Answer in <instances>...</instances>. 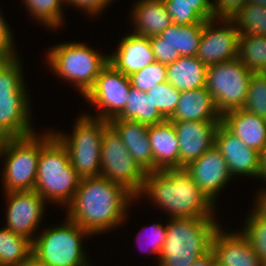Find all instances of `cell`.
Listing matches in <instances>:
<instances>
[{
  "label": "cell",
  "instance_id": "1",
  "mask_svg": "<svg viewBox=\"0 0 266 266\" xmlns=\"http://www.w3.org/2000/svg\"><path fill=\"white\" fill-rule=\"evenodd\" d=\"M133 198L136 197L124 186L102 176L81 178L67 206V218L90 235H98L123 222Z\"/></svg>",
  "mask_w": 266,
  "mask_h": 266
},
{
  "label": "cell",
  "instance_id": "2",
  "mask_svg": "<svg viewBox=\"0 0 266 266\" xmlns=\"http://www.w3.org/2000/svg\"><path fill=\"white\" fill-rule=\"evenodd\" d=\"M142 194L169 212L171 218L214 217V203L193 182L185 167L146 173L136 198Z\"/></svg>",
  "mask_w": 266,
  "mask_h": 266
},
{
  "label": "cell",
  "instance_id": "3",
  "mask_svg": "<svg viewBox=\"0 0 266 266\" xmlns=\"http://www.w3.org/2000/svg\"><path fill=\"white\" fill-rule=\"evenodd\" d=\"M40 156L34 190L49 199L68 206L79 187L81 177L70 163L68 151L53 135H40Z\"/></svg>",
  "mask_w": 266,
  "mask_h": 266
},
{
  "label": "cell",
  "instance_id": "4",
  "mask_svg": "<svg viewBox=\"0 0 266 266\" xmlns=\"http://www.w3.org/2000/svg\"><path fill=\"white\" fill-rule=\"evenodd\" d=\"M214 217L171 218L159 255V266H190L212 250L220 225Z\"/></svg>",
  "mask_w": 266,
  "mask_h": 266
},
{
  "label": "cell",
  "instance_id": "5",
  "mask_svg": "<svg viewBox=\"0 0 266 266\" xmlns=\"http://www.w3.org/2000/svg\"><path fill=\"white\" fill-rule=\"evenodd\" d=\"M47 60L51 71L76 84L83 96L94 86L101 70L109 63L107 55L103 56L79 42L57 44L48 52Z\"/></svg>",
  "mask_w": 266,
  "mask_h": 266
},
{
  "label": "cell",
  "instance_id": "6",
  "mask_svg": "<svg viewBox=\"0 0 266 266\" xmlns=\"http://www.w3.org/2000/svg\"><path fill=\"white\" fill-rule=\"evenodd\" d=\"M108 126L109 121L84 114L78 117L72 135L53 132L68 151L70 163L81 178L100 176L102 138Z\"/></svg>",
  "mask_w": 266,
  "mask_h": 266
},
{
  "label": "cell",
  "instance_id": "7",
  "mask_svg": "<svg viewBox=\"0 0 266 266\" xmlns=\"http://www.w3.org/2000/svg\"><path fill=\"white\" fill-rule=\"evenodd\" d=\"M22 66L15 57L0 72V130L10 138L34 134Z\"/></svg>",
  "mask_w": 266,
  "mask_h": 266
},
{
  "label": "cell",
  "instance_id": "8",
  "mask_svg": "<svg viewBox=\"0 0 266 266\" xmlns=\"http://www.w3.org/2000/svg\"><path fill=\"white\" fill-rule=\"evenodd\" d=\"M89 235L66 217L65 223L47 228L33 239L32 255L46 266H89L82 249V237Z\"/></svg>",
  "mask_w": 266,
  "mask_h": 266
},
{
  "label": "cell",
  "instance_id": "9",
  "mask_svg": "<svg viewBox=\"0 0 266 266\" xmlns=\"http://www.w3.org/2000/svg\"><path fill=\"white\" fill-rule=\"evenodd\" d=\"M252 73L238 58L208 66L205 87L221 116L244 107Z\"/></svg>",
  "mask_w": 266,
  "mask_h": 266
},
{
  "label": "cell",
  "instance_id": "10",
  "mask_svg": "<svg viewBox=\"0 0 266 266\" xmlns=\"http://www.w3.org/2000/svg\"><path fill=\"white\" fill-rule=\"evenodd\" d=\"M2 156L5 157L2 174L5 193L34 190L40 156L39 135L9 138Z\"/></svg>",
  "mask_w": 266,
  "mask_h": 266
},
{
  "label": "cell",
  "instance_id": "11",
  "mask_svg": "<svg viewBox=\"0 0 266 266\" xmlns=\"http://www.w3.org/2000/svg\"><path fill=\"white\" fill-rule=\"evenodd\" d=\"M100 176L121 184L135 197L142 190L146 173L138 166L121 137L109 125L102 138Z\"/></svg>",
  "mask_w": 266,
  "mask_h": 266
},
{
  "label": "cell",
  "instance_id": "12",
  "mask_svg": "<svg viewBox=\"0 0 266 266\" xmlns=\"http://www.w3.org/2000/svg\"><path fill=\"white\" fill-rule=\"evenodd\" d=\"M130 88V78L108 63L84 98L101 109L96 118L110 121L124 110Z\"/></svg>",
  "mask_w": 266,
  "mask_h": 266
},
{
  "label": "cell",
  "instance_id": "13",
  "mask_svg": "<svg viewBox=\"0 0 266 266\" xmlns=\"http://www.w3.org/2000/svg\"><path fill=\"white\" fill-rule=\"evenodd\" d=\"M216 19L204 22L200 45L196 57L207 67L238 58L239 37L236 25L232 20H219L223 23L215 27ZM214 23V24H213Z\"/></svg>",
  "mask_w": 266,
  "mask_h": 266
},
{
  "label": "cell",
  "instance_id": "14",
  "mask_svg": "<svg viewBox=\"0 0 266 266\" xmlns=\"http://www.w3.org/2000/svg\"><path fill=\"white\" fill-rule=\"evenodd\" d=\"M8 200L7 225L14 234L33 241L36 229L41 222L46 202L35 190L5 193Z\"/></svg>",
  "mask_w": 266,
  "mask_h": 266
},
{
  "label": "cell",
  "instance_id": "15",
  "mask_svg": "<svg viewBox=\"0 0 266 266\" xmlns=\"http://www.w3.org/2000/svg\"><path fill=\"white\" fill-rule=\"evenodd\" d=\"M179 139V168L197 160L215 146L221 121H172Z\"/></svg>",
  "mask_w": 266,
  "mask_h": 266
},
{
  "label": "cell",
  "instance_id": "16",
  "mask_svg": "<svg viewBox=\"0 0 266 266\" xmlns=\"http://www.w3.org/2000/svg\"><path fill=\"white\" fill-rule=\"evenodd\" d=\"M185 168L190 172L193 182L214 204L216 195L232 178L227 162L216 146Z\"/></svg>",
  "mask_w": 266,
  "mask_h": 266
},
{
  "label": "cell",
  "instance_id": "17",
  "mask_svg": "<svg viewBox=\"0 0 266 266\" xmlns=\"http://www.w3.org/2000/svg\"><path fill=\"white\" fill-rule=\"evenodd\" d=\"M215 146L226 160L231 175L259 177L260 152L248 147L222 124L216 132Z\"/></svg>",
  "mask_w": 266,
  "mask_h": 266
},
{
  "label": "cell",
  "instance_id": "18",
  "mask_svg": "<svg viewBox=\"0 0 266 266\" xmlns=\"http://www.w3.org/2000/svg\"><path fill=\"white\" fill-rule=\"evenodd\" d=\"M220 228L212 240L216 263L221 266H263L251 243L241 232L225 233Z\"/></svg>",
  "mask_w": 266,
  "mask_h": 266
},
{
  "label": "cell",
  "instance_id": "19",
  "mask_svg": "<svg viewBox=\"0 0 266 266\" xmlns=\"http://www.w3.org/2000/svg\"><path fill=\"white\" fill-rule=\"evenodd\" d=\"M108 60L117 71L128 77L156 61L150 37L134 33L121 40L117 51L108 55Z\"/></svg>",
  "mask_w": 266,
  "mask_h": 266
},
{
  "label": "cell",
  "instance_id": "20",
  "mask_svg": "<svg viewBox=\"0 0 266 266\" xmlns=\"http://www.w3.org/2000/svg\"><path fill=\"white\" fill-rule=\"evenodd\" d=\"M109 125L121 137L123 144L138 166L145 173L153 172L154 162L148 136L149 125L124 119H112L109 121Z\"/></svg>",
  "mask_w": 266,
  "mask_h": 266
},
{
  "label": "cell",
  "instance_id": "21",
  "mask_svg": "<svg viewBox=\"0 0 266 266\" xmlns=\"http://www.w3.org/2000/svg\"><path fill=\"white\" fill-rule=\"evenodd\" d=\"M148 136L150 139L154 171L168 168H179V139L176 135L172 121L149 125Z\"/></svg>",
  "mask_w": 266,
  "mask_h": 266
},
{
  "label": "cell",
  "instance_id": "22",
  "mask_svg": "<svg viewBox=\"0 0 266 266\" xmlns=\"http://www.w3.org/2000/svg\"><path fill=\"white\" fill-rule=\"evenodd\" d=\"M221 124L248 147L258 152L266 146V120L244 109L226 112Z\"/></svg>",
  "mask_w": 266,
  "mask_h": 266
},
{
  "label": "cell",
  "instance_id": "23",
  "mask_svg": "<svg viewBox=\"0 0 266 266\" xmlns=\"http://www.w3.org/2000/svg\"><path fill=\"white\" fill-rule=\"evenodd\" d=\"M213 97L206 87L181 91L170 121H221Z\"/></svg>",
  "mask_w": 266,
  "mask_h": 266
},
{
  "label": "cell",
  "instance_id": "24",
  "mask_svg": "<svg viewBox=\"0 0 266 266\" xmlns=\"http://www.w3.org/2000/svg\"><path fill=\"white\" fill-rule=\"evenodd\" d=\"M137 2L132 11V18L136 25L134 34L146 37L159 35L172 23L163 0H139Z\"/></svg>",
  "mask_w": 266,
  "mask_h": 266
},
{
  "label": "cell",
  "instance_id": "25",
  "mask_svg": "<svg viewBox=\"0 0 266 266\" xmlns=\"http://www.w3.org/2000/svg\"><path fill=\"white\" fill-rule=\"evenodd\" d=\"M207 66L196 56H181L167 65V81L179 91L206 86Z\"/></svg>",
  "mask_w": 266,
  "mask_h": 266
},
{
  "label": "cell",
  "instance_id": "26",
  "mask_svg": "<svg viewBox=\"0 0 266 266\" xmlns=\"http://www.w3.org/2000/svg\"><path fill=\"white\" fill-rule=\"evenodd\" d=\"M172 23L189 25L214 19L210 0H163Z\"/></svg>",
  "mask_w": 266,
  "mask_h": 266
},
{
  "label": "cell",
  "instance_id": "27",
  "mask_svg": "<svg viewBox=\"0 0 266 266\" xmlns=\"http://www.w3.org/2000/svg\"><path fill=\"white\" fill-rule=\"evenodd\" d=\"M204 22L179 25L171 23L160 33L162 41L178 50L180 56H196L202 37Z\"/></svg>",
  "mask_w": 266,
  "mask_h": 266
},
{
  "label": "cell",
  "instance_id": "28",
  "mask_svg": "<svg viewBox=\"0 0 266 266\" xmlns=\"http://www.w3.org/2000/svg\"><path fill=\"white\" fill-rule=\"evenodd\" d=\"M114 119L132 120L148 125L163 122L166 118L153 105L146 92L132 87L124 110Z\"/></svg>",
  "mask_w": 266,
  "mask_h": 266
},
{
  "label": "cell",
  "instance_id": "29",
  "mask_svg": "<svg viewBox=\"0 0 266 266\" xmlns=\"http://www.w3.org/2000/svg\"><path fill=\"white\" fill-rule=\"evenodd\" d=\"M32 254V242L14 234L8 228L0 229V266H19Z\"/></svg>",
  "mask_w": 266,
  "mask_h": 266
},
{
  "label": "cell",
  "instance_id": "30",
  "mask_svg": "<svg viewBox=\"0 0 266 266\" xmlns=\"http://www.w3.org/2000/svg\"><path fill=\"white\" fill-rule=\"evenodd\" d=\"M238 59L253 73H266V36L240 34Z\"/></svg>",
  "mask_w": 266,
  "mask_h": 266
},
{
  "label": "cell",
  "instance_id": "31",
  "mask_svg": "<svg viewBox=\"0 0 266 266\" xmlns=\"http://www.w3.org/2000/svg\"><path fill=\"white\" fill-rule=\"evenodd\" d=\"M231 20L239 34L266 36V7L247 3Z\"/></svg>",
  "mask_w": 266,
  "mask_h": 266
},
{
  "label": "cell",
  "instance_id": "32",
  "mask_svg": "<svg viewBox=\"0 0 266 266\" xmlns=\"http://www.w3.org/2000/svg\"><path fill=\"white\" fill-rule=\"evenodd\" d=\"M25 7L34 18L46 27L57 28L63 22L62 4L67 0H23Z\"/></svg>",
  "mask_w": 266,
  "mask_h": 266
},
{
  "label": "cell",
  "instance_id": "33",
  "mask_svg": "<svg viewBox=\"0 0 266 266\" xmlns=\"http://www.w3.org/2000/svg\"><path fill=\"white\" fill-rule=\"evenodd\" d=\"M242 109L266 120V73H252Z\"/></svg>",
  "mask_w": 266,
  "mask_h": 266
},
{
  "label": "cell",
  "instance_id": "34",
  "mask_svg": "<svg viewBox=\"0 0 266 266\" xmlns=\"http://www.w3.org/2000/svg\"><path fill=\"white\" fill-rule=\"evenodd\" d=\"M146 93L159 112L166 119H169L176 110L181 91L177 90L171 83L166 81L157 84Z\"/></svg>",
  "mask_w": 266,
  "mask_h": 266
},
{
  "label": "cell",
  "instance_id": "35",
  "mask_svg": "<svg viewBox=\"0 0 266 266\" xmlns=\"http://www.w3.org/2000/svg\"><path fill=\"white\" fill-rule=\"evenodd\" d=\"M251 243L262 263L266 262V220L254 210L250 212L241 232Z\"/></svg>",
  "mask_w": 266,
  "mask_h": 266
},
{
  "label": "cell",
  "instance_id": "36",
  "mask_svg": "<svg viewBox=\"0 0 266 266\" xmlns=\"http://www.w3.org/2000/svg\"><path fill=\"white\" fill-rule=\"evenodd\" d=\"M131 86L142 92H148L156 86L167 81V65L158 61L152 62L138 72L129 76Z\"/></svg>",
  "mask_w": 266,
  "mask_h": 266
},
{
  "label": "cell",
  "instance_id": "37",
  "mask_svg": "<svg viewBox=\"0 0 266 266\" xmlns=\"http://www.w3.org/2000/svg\"><path fill=\"white\" fill-rule=\"evenodd\" d=\"M150 42L155 60L164 65L172 64L181 57L175 47L171 46L167 42L162 41V36L160 34L151 36Z\"/></svg>",
  "mask_w": 266,
  "mask_h": 266
},
{
  "label": "cell",
  "instance_id": "38",
  "mask_svg": "<svg viewBox=\"0 0 266 266\" xmlns=\"http://www.w3.org/2000/svg\"><path fill=\"white\" fill-rule=\"evenodd\" d=\"M248 3V0H215L213 1L214 19L231 20Z\"/></svg>",
  "mask_w": 266,
  "mask_h": 266
},
{
  "label": "cell",
  "instance_id": "39",
  "mask_svg": "<svg viewBox=\"0 0 266 266\" xmlns=\"http://www.w3.org/2000/svg\"><path fill=\"white\" fill-rule=\"evenodd\" d=\"M0 13V54L16 55L10 27Z\"/></svg>",
  "mask_w": 266,
  "mask_h": 266
},
{
  "label": "cell",
  "instance_id": "40",
  "mask_svg": "<svg viewBox=\"0 0 266 266\" xmlns=\"http://www.w3.org/2000/svg\"><path fill=\"white\" fill-rule=\"evenodd\" d=\"M151 228V250L154 252L156 255H160V251L162 249V246L166 240L167 236V225L163 226L160 223H155L152 224Z\"/></svg>",
  "mask_w": 266,
  "mask_h": 266
},
{
  "label": "cell",
  "instance_id": "41",
  "mask_svg": "<svg viewBox=\"0 0 266 266\" xmlns=\"http://www.w3.org/2000/svg\"><path fill=\"white\" fill-rule=\"evenodd\" d=\"M113 0H67L69 5L77 6L91 15L99 14Z\"/></svg>",
  "mask_w": 266,
  "mask_h": 266
},
{
  "label": "cell",
  "instance_id": "42",
  "mask_svg": "<svg viewBox=\"0 0 266 266\" xmlns=\"http://www.w3.org/2000/svg\"><path fill=\"white\" fill-rule=\"evenodd\" d=\"M261 192H258V198L256 197V204L254 206V210L261 218L266 220V189L264 188V191L260 190Z\"/></svg>",
  "mask_w": 266,
  "mask_h": 266
},
{
  "label": "cell",
  "instance_id": "43",
  "mask_svg": "<svg viewBox=\"0 0 266 266\" xmlns=\"http://www.w3.org/2000/svg\"><path fill=\"white\" fill-rule=\"evenodd\" d=\"M215 264H216V258L213 251L211 250L210 252L198 258L190 266H215Z\"/></svg>",
  "mask_w": 266,
  "mask_h": 266
},
{
  "label": "cell",
  "instance_id": "44",
  "mask_svg": "<svg viewBox=\"0 0 266 266\" xmlns=\"http://www.w3.org/2000/svg\"><path fill=\"white\" fill-rule=\"evenodd\" d=\"M259 177L266 180V146L260 152Z\"/></svg>",
  "mask_w": 266,
  "mask_h": 266
},
{
  "label": "cell",
  "instance_id": "45",
  "mask_svg": "<svg viewBox=\"0 0 266 266\" xmlns=\"http://www.w3.org/2000/svg\"><path fill=\"white\" fill-rule=\"evenodd\" d=\"M19 266H46L43 262L38 260L35 256L32 254Z\"/></svg>",
  "mask_w": 266,
  "mask_h": 266
},
{
  "label": "cell",
  "instance_id": "46",
  "mask_svg": "<svg viewBox=\"0 0 266 266\" xmlns=\"http://www.w3.org/2000/svg\"><path fill=\"white\" fill-rule=\"evenodd\" d=\"M18 55L0 54V72Z\"/></svg>",
  "mask_w": 266,
  "mask_h": 266
},
{
  "label": "cell",
  "instance_id": "47",
  "mask_svg": "<svg viewBox=\"0 0 266 266\" xmlns=\"http://www.w3.org/2000/svg\"><path fill=\"white\" fill-rule=\"evenodd\" d=\"M9 138V136H7L2 130H0V158L3 154L6 142Z\"/></svg>",
  "mask_w": 266,
  "mask_h": 266
},
{
  "label": "cell",
  "instance_id": "48",
  "mask_svg": "<svg viewBox=\"0 0 266 266\" xmlns=\"http://www.w3.org/2000/svg\"><path fill=\"white\" fill-rule=\"evenodd\" d=\"M248 3L266 7V0H248Z\"/></svg>",
  "mask_w": 266,
  "mask_h": 266
}]
</instances>
